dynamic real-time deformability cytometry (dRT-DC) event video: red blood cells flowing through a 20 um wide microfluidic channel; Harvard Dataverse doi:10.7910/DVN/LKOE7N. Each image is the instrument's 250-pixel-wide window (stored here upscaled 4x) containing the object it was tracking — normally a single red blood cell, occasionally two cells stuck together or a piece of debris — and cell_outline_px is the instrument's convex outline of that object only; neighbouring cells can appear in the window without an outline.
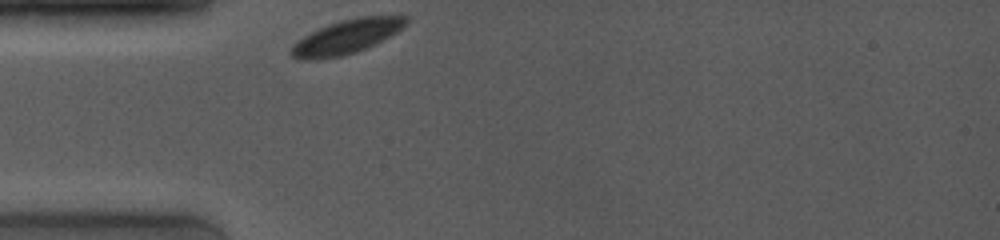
{"species": "common noctule bat (a hibernating species)", "species_latin": "Nyctalus noctula", "temperature_condition": "room temperature", "stored_images_in_passage": 39, "camera_frame_rate_fps": 4000, "um_per_image_px": 0.085, "animal": {"sex": "female", "body_mass_g": 19.0, "forearm_length_mm": 53.3}, "frame": {"image": 1, "passage_image": 1, "time_ms": 0.0, "image_size_px": [1000, 240], "cell_outline_px": [[408, 20], [396, 32], [356, 52], [340, 56], [304, 60], [292, 56], [292, 44], [304, 36], [328, 24], [340, 20], [360, 16], [408, 16]], "centroid_in_image_um": [29.43, 3.1], "position_along_channel_um": 55.6, "area_um2": 22.02}}
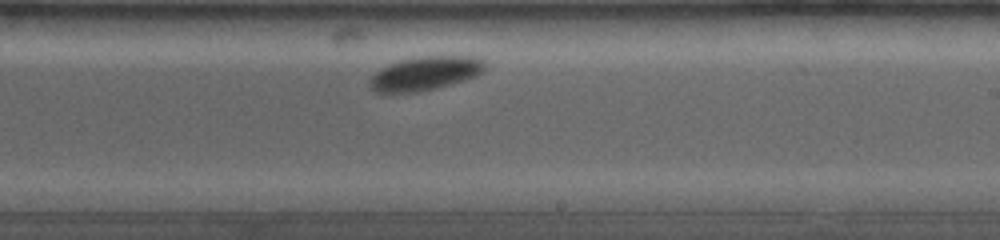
{"frame": {"image": 2, "passage_image": 23, "time_ms": 5.5, "image_size_px": [1000, 240], "cell_outline_px": [[488, 64], [476, 76], [464, 80], [436, 88], [420, 92], [376, 92], [368, 88], [368, 80], [380, 68], [388, 64], [400, 60], [420, 56], [476, 56], [484, 60]], "centroid_in_image_um": [36.12, 6.23], "position_along_channel_um": 252.9, "area_um2": 22.89}}
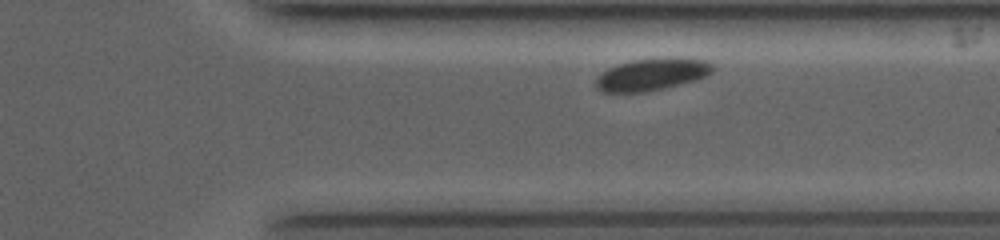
{"frame": {"image": 3, "passage_image": 34, "time_ms": 8.25, "image_size_px": [1000, 240], "cell_outline_px": [[712, 72], [696, 80], [664, 88], [644, 92], [600, 92], [596, 88], [596, 80], [608, 68], [632, 60], [704, 60], [712, 64]], "centroid_in_image_um": [55.34, 6.38], "position_along_channel_um": 356.1, "area_um2": 20.75}}